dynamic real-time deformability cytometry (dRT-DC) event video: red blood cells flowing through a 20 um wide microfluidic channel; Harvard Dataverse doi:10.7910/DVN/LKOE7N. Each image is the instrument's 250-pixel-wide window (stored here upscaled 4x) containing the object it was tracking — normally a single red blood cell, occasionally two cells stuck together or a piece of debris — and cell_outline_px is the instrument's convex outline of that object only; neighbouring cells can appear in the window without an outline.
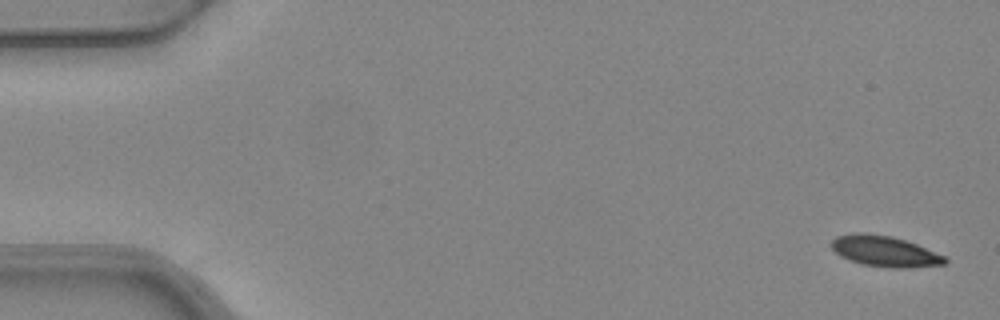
{"species": "common noctule bat (a hibernating species)", "species_latin": "Nyctalus noctula", "temperature_condition": "warm", "stored_images_in_passage": 5, "camera_frame_rate_fps": 3000, "um_per_image_px": 0.085, "animal": {"sex": "female", "body_mass_g": 24.6, "forearm_length_mm": 56.2}, "frame": {"image": 1, "passage_image": 1, "time_ms": 0.0, "image_size_px": [1000, 320], "cell_outline_px": [[948, 260], [944, 264], [912, 268], [892, 268], [860, 264], [840, 256], [832, 248], [832, 240], [836, 236], [852, 232], [868, 232], [892, 236], [916, 244], [948, 256]], "centroid_in_image_um": [75.22, 21.35], "position_along_channel_um": 9.8, "area_um2": 20.69}}
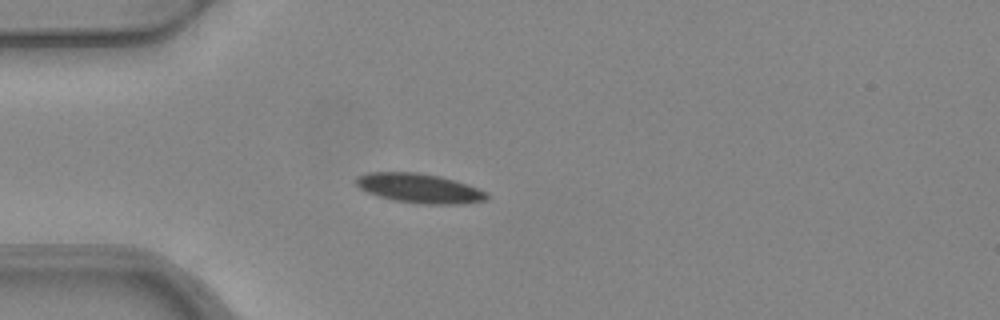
{"frame": {"image": 2, "passage_image": 4, "time_ms": 1.0, "image_size_px": [1000, 320], "cell_outline_px": [[492, 196], [488, 200], [464, 204], [424, 204], [392, 200], [368, 192], [360, 188], [356, 184], [356, 176], [368, 172], [416, 172], [440, 176], [468, 184], [488, 192]], "centroid_in_image_um": [35.71, 16.0], "position_along_channel_um": 49.3, "area_um2": 22.66}}